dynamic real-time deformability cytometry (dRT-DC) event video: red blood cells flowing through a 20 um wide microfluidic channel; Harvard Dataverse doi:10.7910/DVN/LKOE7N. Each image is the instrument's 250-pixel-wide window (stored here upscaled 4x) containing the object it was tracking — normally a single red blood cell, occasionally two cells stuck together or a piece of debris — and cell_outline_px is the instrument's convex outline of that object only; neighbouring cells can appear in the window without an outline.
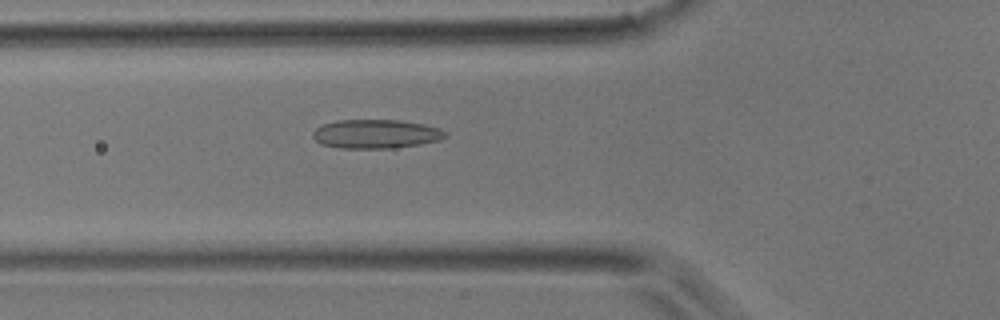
{"species": "common noctule bat (a hibernating species)", "species_latin": "Nyctalus noctula", "temperature_condition": "room temperature", "stored_images_in_passage": 46, "camera_frame_rate_fps": 3000, "um_per_image_px": 0.085, "animal": {"sex": "male", "body_mass_g": 17.9}, "frame": {"image": 1, "passage_image": 16, "time_ms": 5.0, "image_size_px": [1000, 320], "cell_outline_px": [[448, 136], [440, 140], [392, 148], [340, 148], [320, 144], [312, 136], [312, 132], [316, 128], [324, 124], [336, 120], [400, 120], [424, 124], [440, 128], [448, 132]], "centroid_in_image_um": [31.96, 11.38], "position_along_channel_um": 93.8, "area_um2": 22.37}}
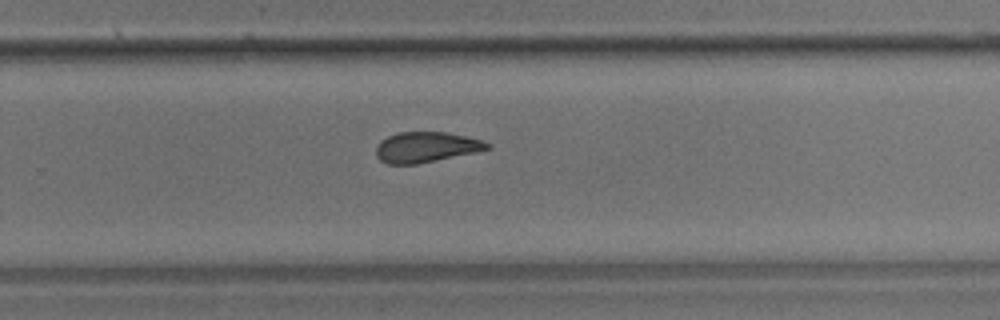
{"frame": {"image": 2, "passage_image": 30, "time_ms": 9.667, "image_size_px": [1000, 320], "cell_outline_px": [[492, 148], [476, 152], [416, 164], [388, 164], [380, 160], [376, 156], [376, 148], [380, 140], [388, 136], [400, 132], [444, 132], [464, 136], [480, 140], [492, 144]], "centroid_in_image_um": [36.2, 12.51], "position_along_channel_um": 293.6, "area_um2": 19.59}}
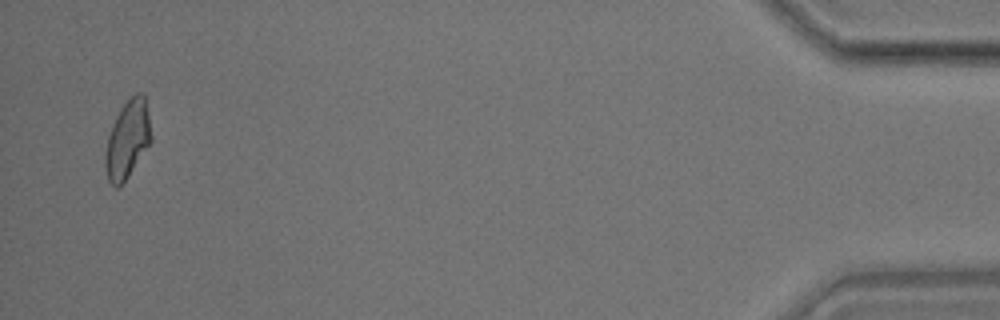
{"frame": {"image": 3, "passage_image": 45, "time_ms": 14.667, "image_size_px": [1000, 320], "cell_outline_px": [[152, 140], [128, 176], [116, 188], [108, 180], [104, 164], [104, 156], [108, 136], [116, 116], [120, 108], [136, 92], [144, 92], [152, 136]], "centroid_in_image_um": [10.84, 11.83], "position_along_channel_um": 424.4, "area_um2": 20.58}}